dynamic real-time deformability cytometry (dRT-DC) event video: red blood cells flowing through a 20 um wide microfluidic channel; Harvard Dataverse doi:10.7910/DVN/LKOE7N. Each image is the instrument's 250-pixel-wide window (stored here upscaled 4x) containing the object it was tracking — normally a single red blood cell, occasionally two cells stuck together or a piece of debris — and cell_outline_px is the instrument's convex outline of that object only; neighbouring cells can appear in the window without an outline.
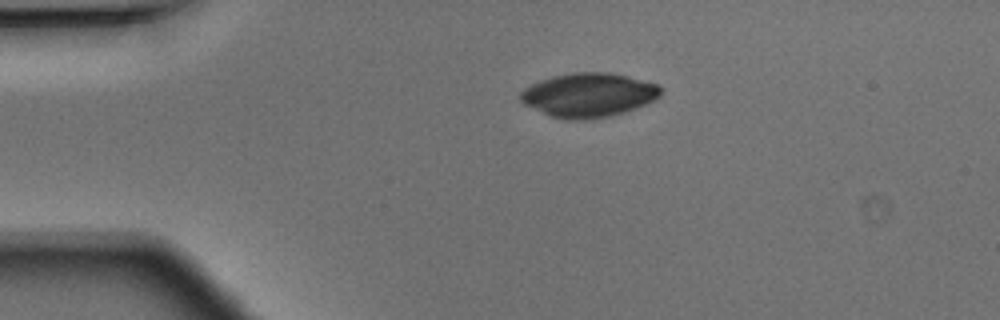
{"species": "Egyptian fruit bat (a non-hibernating species)", "species_latin": "Rousettus aegyptiacus", "temperature_condition": "warm", "stored_images_in_passage": 32, "camera_frame_rate_fps": 3000, "um_per_image_px": 0.085, "animal": {"sex": "male"}, "frame": {"image": 1, "passage_image": 1, "time_ms": 0.0, "image_size_px": [1000, 320], "cell_outline_px": [[660, 96], [636, 108], [624, 112], [608, 116], [588, 120], [564, 120], [552, 116], [524, 104], [520, 100], [520, 92], [524, 88], [540, 80], [552, 76], [576, 72], [612, 72], [660, 84]], "centroid_in_image_um": [50.03, 8.07], "position_along_channel_um": 35.0, "area_um2": 36.01}}
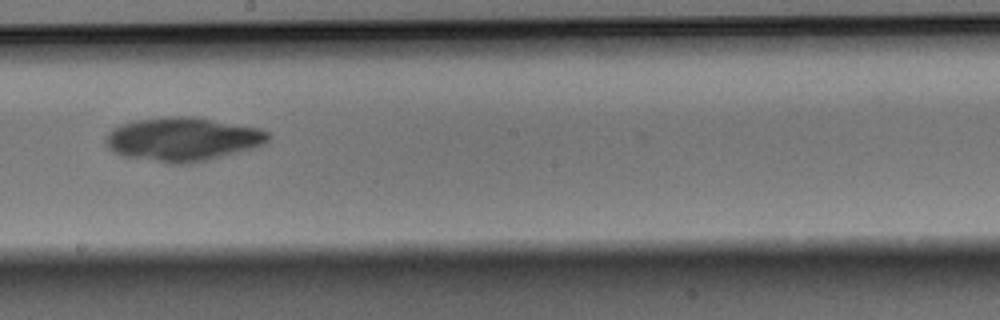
{"frame": {"image": 2, "passage_image": 18, "time_ms": 5.667, "image_size_px": [1000, 320], "cell_outline_px": [[272, 136], [264, 144], [252, 148], [192, 164], [172, 164], [124, 156], [108, 148], [104, 144], [104, 140], [108, 132], [112, 128], [120, 124], [136, 120], [168, 116], [192, 116], [260, 128], [268, 132]], "centroid_in_image_um": [15.51, 11.83], "position_along_channel_um": 232.7, "area_um2": 41.56}}
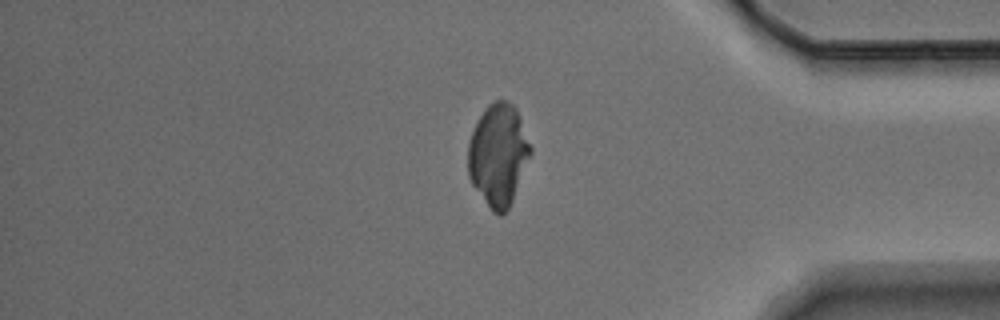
{"frame": {"image": 3, "passage_image": 31, "time_ms": 10.0, "image_size_px": [1000, 320], "cell_outline_px": [[532, 152], [512, 200], [508, 208], [500, 216], [492, 212], [472, 184], [468, 176], [468, 144], [472, 132], [480, 116], [488, 104], [496, 100], [508, 100], [516, 108], [532, 148]], "centroid_in_image_um": [42.35, 13.16], "position_along_channel_um": 392.9, "area_um2": 36.88}}